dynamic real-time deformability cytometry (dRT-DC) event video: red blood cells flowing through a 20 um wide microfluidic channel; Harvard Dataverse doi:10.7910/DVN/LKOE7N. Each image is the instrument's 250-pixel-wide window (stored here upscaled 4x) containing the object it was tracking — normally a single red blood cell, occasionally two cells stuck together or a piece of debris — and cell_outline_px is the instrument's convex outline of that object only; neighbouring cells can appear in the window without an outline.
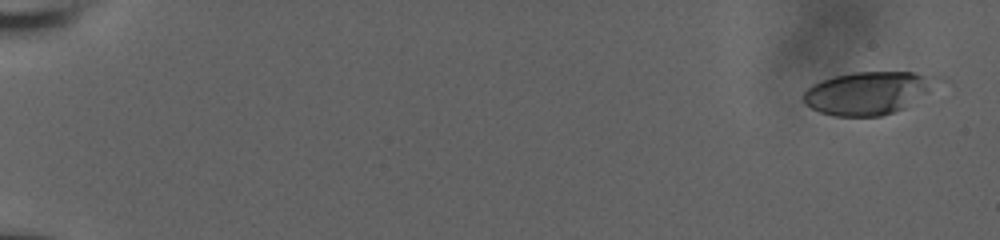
{"species": "human", "species_latin": "Homo sapiens", "temperature_condition": "room temperature", "stored_images_in_passage": 56, "camera_frame_rate_fps": 3000, "um_per_image_px": 0.085, "donor": {"sex": "male"}, "frame": {"image": 1, "passage_image": 1, "time_ms": 0.0, "image_size_px": [1000, 240], "cell_outline_px": [[936, 80], [928, 92], [904, 108], [880, 116], [832, 116], [820, 112], [812, 108], [804, 100], [804, 92], [812, 84], [820, 80], [836, 76], [856, 72], [912, 72], [936, 76]], "centroid_in_image_um": [73.74, 7.9], "position_along_channel_um": 11.3, "area_um2": 32.71}}
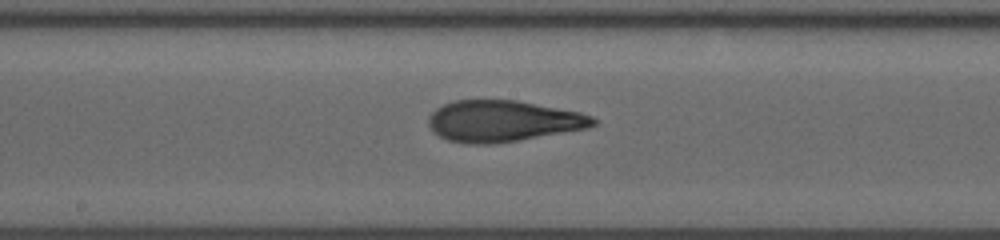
{"frame": {"image": 2, "passage_image": 32, "time_ms": 10.333, "image_size_px": [1000, 240], "cell_outline_px": [[596, 124], [588, 128], [496, 144], [468, 144], [448, 140], [432, 132], [428, 124], [428, 116], [436, 108], [444, 104], [456, 100], [516, 100], [580, 112], [592, 116], [596, 120]], "centroid_in_image_um": [42.72, 10.3], "position_along_channel_um": 205.5, "area_um2": 39.65}}
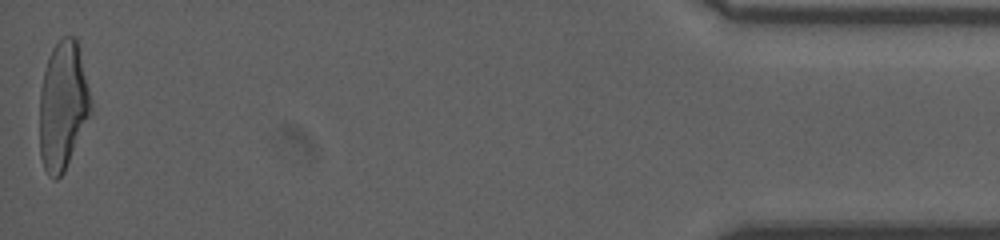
{"frame": {"image": 3, "passage_image": 56, "time_ms": 18.333, "image_size_px": [1000, 240], "cell_outline_px": [[92, 108], [64, 172], [56, 180], [48, 176], [44, 168], [40, 156], [40, 88], [44, 72], [52, 48], [64, 36], [76, 36], [92, 104]], "centroid_in_image_um": [5.33, 8.99], "position_along_channel_um": 429.9, "area_um2": 37.8}, "authors_computed_cell_mechanics": {"area_um2": 38.5815, "velocity_mm_per_s": 3.8514, "shape_relaxation_time_tau1_ms": 7.1346, "shape_relaxation_time_tau2_ms": 1.5267, "deformation_change_tau1": 0.2601, "deformation_change_tau2": 0.1015}}